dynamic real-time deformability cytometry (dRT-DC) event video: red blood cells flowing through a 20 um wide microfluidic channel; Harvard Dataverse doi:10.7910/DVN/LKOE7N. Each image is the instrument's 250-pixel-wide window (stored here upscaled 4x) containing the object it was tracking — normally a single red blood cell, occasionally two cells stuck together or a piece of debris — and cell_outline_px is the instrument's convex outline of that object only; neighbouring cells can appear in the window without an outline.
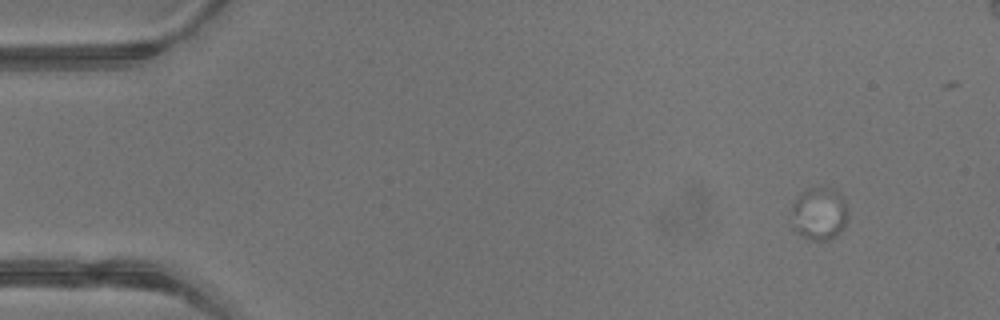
{"species": "common noctule bat (a hibernating species)", "species_latin": "Nyctalus noctula", "temperature_condition": "warm", "stored_images_in_passage": 4, "camera_frame_rate_fps": 3000, "um_per_image_px": 0.085, "animal": {"sex": "male", "body_mass_g": 13.3}, "frame": {"image": 1, "passage_image": 1, "time_ms": 0.0, "image_size_px": [1000, 320], "cell_outline_px": [[848, 216], [844, 228], [836, 236], [828, 240], [812, 240], [796, 232], [792, 228], [788, 220], [792, 204], [800, 192], [804, 188], [820, 184], [832, 188], [840, 192], [844, 196], [848, 208]], "centroid_in_image_um": [69.61, 18.1], "position_along_channel_um": 15.4, "area_um2": 18.61}}